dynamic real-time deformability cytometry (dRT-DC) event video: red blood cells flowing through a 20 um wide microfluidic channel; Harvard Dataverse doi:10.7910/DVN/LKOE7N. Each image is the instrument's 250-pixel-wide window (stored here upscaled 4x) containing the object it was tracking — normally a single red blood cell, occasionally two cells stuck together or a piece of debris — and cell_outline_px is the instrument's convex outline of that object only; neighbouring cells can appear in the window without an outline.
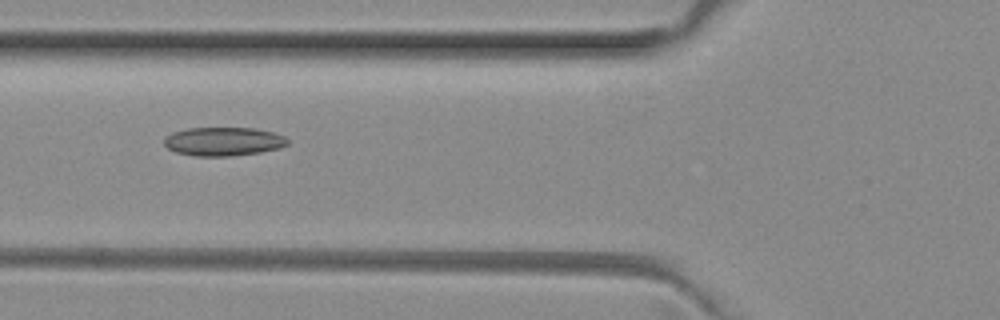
{"species": "common noctule bat (a hibernating species)", "species_latin": "Nyctalus noctula", "temperature_condition": "room temperature", "stored_images_in_passage": 2, "camera_frame_rate_fps": 3000, "um_per_image_px": 0.085, "animal": {"sex": "female", "body_mass_g": 29.2, "forearm_length_mm": 56.3}, "frame": {"image": 1, "passage_image": 2, "time_ms": 0.333, "image_size_px": [1000, 320], "cell_outline_px": [[288, 144], [280, 148], [260, 152], [232, 156], [196, 156], [176, 152], [168, 148], [164, 144], [164, 136], [172, 132], [188, 128], [252, 128], [272, 132], [284, 136], [288, 140]], "centroid_in_image_um": [18.97, 12.02], "position_along_channel_um": 106.8, "area_um2": 20.63}}